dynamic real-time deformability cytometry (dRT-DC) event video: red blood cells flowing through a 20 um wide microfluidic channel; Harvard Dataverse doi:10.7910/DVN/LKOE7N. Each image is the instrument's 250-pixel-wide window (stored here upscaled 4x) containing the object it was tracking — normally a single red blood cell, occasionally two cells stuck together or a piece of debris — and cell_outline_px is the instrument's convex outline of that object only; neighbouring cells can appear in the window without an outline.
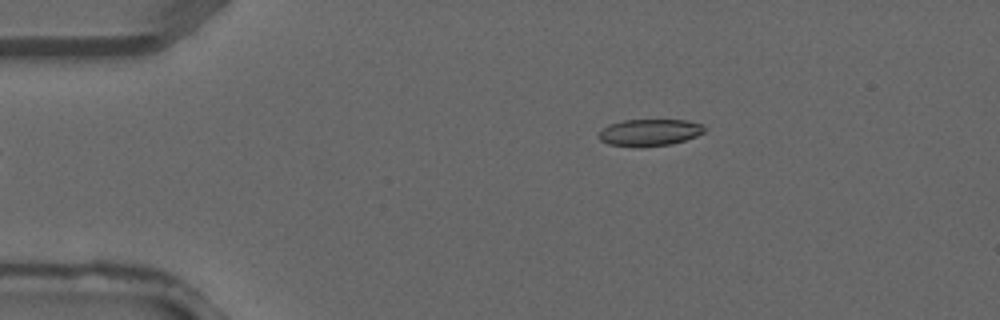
{"species": "common noctule bat (a hibernating species)", "species_latin": "Nyctalus noctula", "temperature_condition": "warm", "stored_images_in_passage": 3, "segment_of_instrument_passage": [1, 2], "camera_frame_rate_fps": 3000, "um_per_image_px": 0.085, "animal": {"sex": "male", "forearm_length_mm": 52.5}, "frame": {"image": 1, "passage_image": 1, "time_ms": 0.0, "image_size_px": [1000, 320], "cell_outline_px": [[704, 132], [696, 136], [672, 144], [608, 144], [600, 140], [600, 132], [608, 124], [624, 120], [688, 120], [704, 124]], "centroid_in_image_um": [55.28, 11.2], "position_along_channel_um": 29.7, "area_um2": 15.72}}